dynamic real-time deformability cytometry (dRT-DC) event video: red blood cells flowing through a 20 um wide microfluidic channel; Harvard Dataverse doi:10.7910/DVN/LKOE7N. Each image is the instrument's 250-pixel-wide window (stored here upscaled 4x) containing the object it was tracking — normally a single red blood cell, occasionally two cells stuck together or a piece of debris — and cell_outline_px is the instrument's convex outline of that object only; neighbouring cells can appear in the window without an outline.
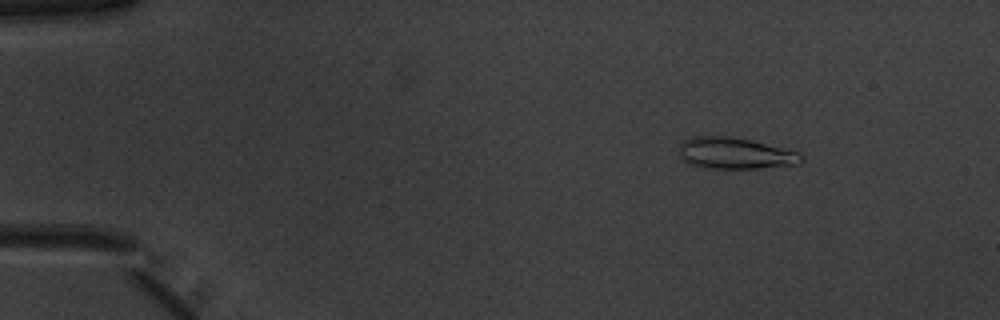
{"species": "common noctule bat (a hibernating species)", "species_latin": "Nyctalus noctula", "temperature_condition": "warm", "stored_images_in_passage": 51, "camera_frame_rate_fps": 3000, "um_per_image_px": 0.085, "animal": {"sex": "male", "body_mass_g": 20.1, "forearm_length_mm": 53.5}, "frame": {"image": 1, "passage_image": 7, "time_ms": 2.0, "image_size_px": [1000, 320], "cell_outline_px": [[804, 160], [800, 164], [756, 168], [712, 168], [692, 164], [684, 160], [680, 156], [680, 144], [684, 140], [692, 136], [728, 136], [748, 140], [796, 152], [804, 156]], "centroid_in_image_um": [62.47, 13.03], "position_along_channel_um": 22.5, "area_um2": 21.85}}
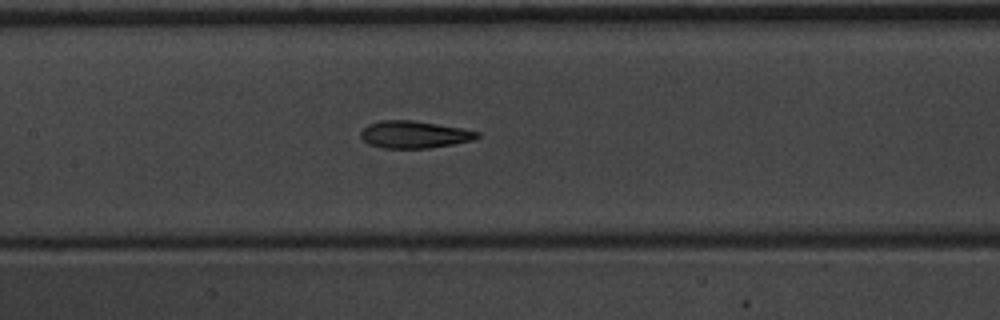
{"frame": {"image": 2, "passage_image": 25, "time_ms": 8.0, "image_size_px": [1000, 320], "cell_outline_px": [[480, 136], [472, 140], [452, 144], [428, 148], [380, 148], [368, 144], [360, 136], [360, 132], [368, 124], [380, 120], [412, 120], [464, 128], [480, 132]], "centroid_in_image_um": [35.2, 11.43], "position_along_channel_um": 172.2, "area_um2": 18.55}}
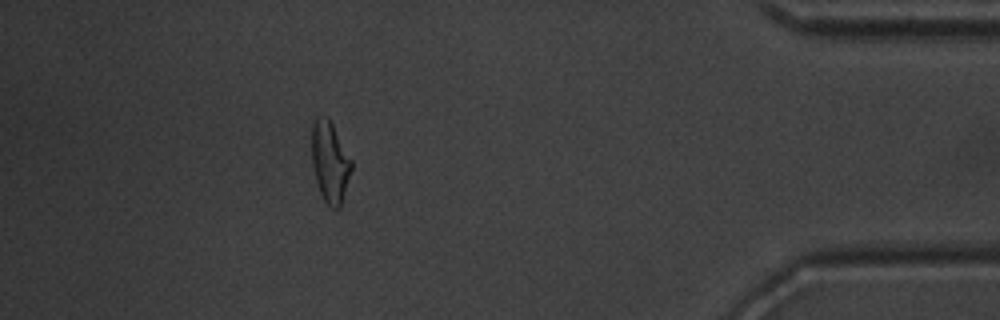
{"frame": {"image": 3, "passage_image": 46, "time_ms": 15.0, "image_size_px": [1000, 320], "cell_outline_px": [[352, 168], [340, 208], [332, 208], [324, 200], [320, 192], [316, 180], [312, 164], [312, 124], [316, 116], [328, 116], [352, 160]], "centroid_in_image_um": [28.04, 13.74], "position_along_channel_um": 407.2, "area_um2": 18.67}, "authors_computed_cell_mechanics": {"area_um2": 19.1318, "velocity_mm_per_s": 3.9984, "shape_relaxation_time_tau1_ms": 8.6025, "shape_relaxation_time_tau2_ms": 1.712, "deformation_change_tau1": 0.2312, "deformation_change_tau2": 0.0999}}